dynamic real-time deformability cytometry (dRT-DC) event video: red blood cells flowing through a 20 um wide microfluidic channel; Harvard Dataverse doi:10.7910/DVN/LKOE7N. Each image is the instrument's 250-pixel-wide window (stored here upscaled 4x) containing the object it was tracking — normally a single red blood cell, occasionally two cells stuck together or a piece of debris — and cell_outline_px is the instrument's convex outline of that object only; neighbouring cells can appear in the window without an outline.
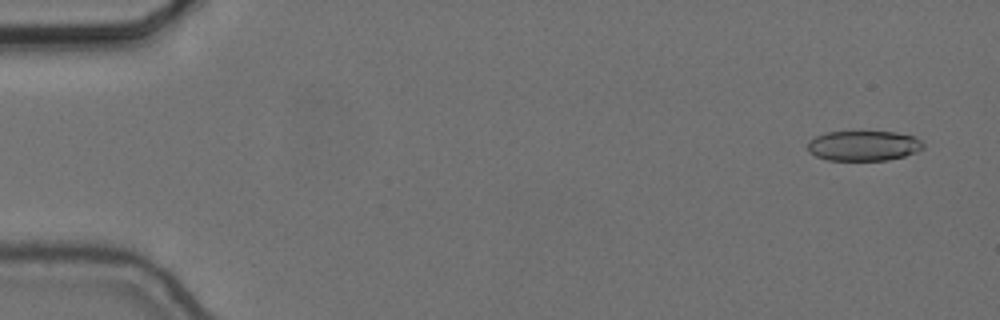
{"species": "common noctule bat (a hibernating species)", "species_latin": "Nyctalus noctula", "temperature_condition": "cold", "stored_images_in_passage": 56, "camera_frame_rate_fps": 3000, "um_per_image_px": 0.085, "animal": {"sex": "female", "body_mass_g": 24.6, "forearm_length_mm": 56.2}, "frame": {"image": 1, "passage_image": 3, "time_ms": 0.667, "image_size_px": [1000, 320], "cell_outline_px": [[924, 148], [916, 152], [904, 156], [888, 160], [828, 160], [816, 156], [808, 152], [808, 140], [816, 136], [828, 132], [896, 132], [912, 136], [920, 140], [924, 144]], "centroid_in_image_um": [73.39, 12.39], "position_along_channel_um": 11.6, "area_um2": 20.23}}
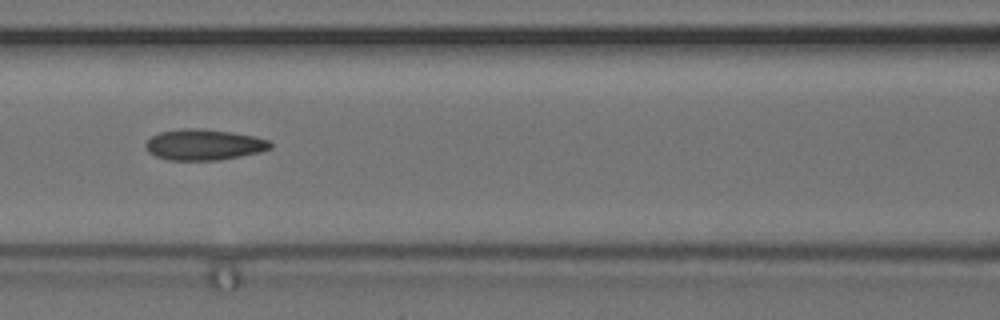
{"frame": {"image": 2, "passage_image": 25, "time_ms": 8.0, "image_size_px": [1000, 320], "cell_outline_px": [[272, 148], [260, 152], [220, 160], [168, 160], [156, 156], [148, 152], [144, 144], [152, 136], [160, 132], [180, 128], [204, 128], [232, 132], [256, 136], [268, 140], [272, 144]], "centroid_in_image_um": [17.34, 12.29], "position_along_channel_um": 149.3, "area_um2": 22.66}}
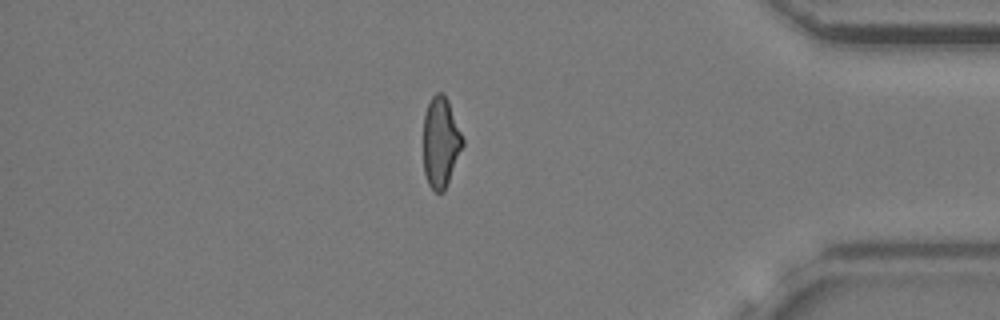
{"frame": {"image": 3, "passage_image": 48, "time_ms": 15.667, "image_size_px": [1000, 320], "cell_outline_px": [[464, 144], [444, 192], [436, 192], [428, 184], [424, 172], [424, 112], [432, 96], [436, 92], [444, 92], [448, 100], [464, 140]], "centroid_in_image_um": [37.46, 12.07], "position_along_channel_um": 397.7, "area_um2": 20.69}, "authors_computed_cell_mechanics": {"area_um2": 21.5594, "velocity_mm_per_s": 3.6723, "shape_relaxation_time_tau1_ms": 9.223, "shape_relaxation_time_tau2_ms": 2.4378, "deformation_change_tau1": 0.1925, "deformation_change_tau2": 0.1078}}